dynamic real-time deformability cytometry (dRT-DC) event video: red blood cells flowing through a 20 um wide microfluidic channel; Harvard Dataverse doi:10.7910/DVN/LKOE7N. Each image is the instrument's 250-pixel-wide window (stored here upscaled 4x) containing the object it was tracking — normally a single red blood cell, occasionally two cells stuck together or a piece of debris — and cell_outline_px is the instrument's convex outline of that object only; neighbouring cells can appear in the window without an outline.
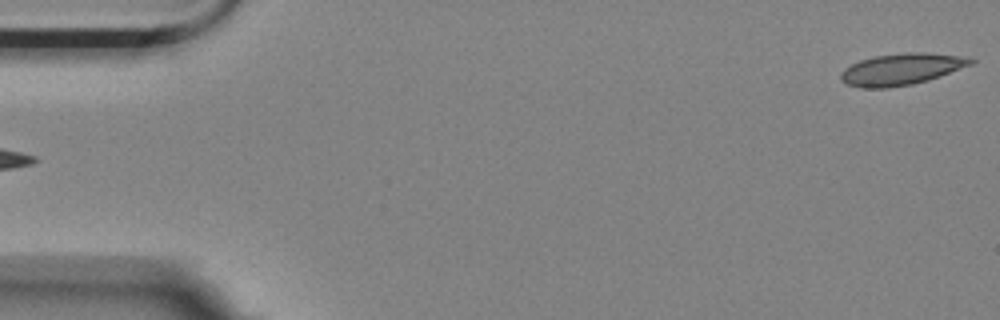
{"species": "Egyptian fruit bat (a non-hibernating species)", "species_latin": "Rousettus aegyptiacus", "temperature_condition": "room temperature", "stored_images_in_passage": 6, "segment_of_instrument_passage": [2, 2], "camera_frame_rate_fps": 3000, "um_per_image_px": 0.085, "animal": {"sex": "female"}, "frame": {"image": 1, "passage_image": 6, "time_ms": 1.667, "image_size_px": [1000, 320], "cell_outline_px": [[976, 60], [972, 64], [940, 76], [928, 80], [912, 84], [888, 88], [860, 88], [848, 84], [840, 80], [840, 72], [844, 68], [860, 60], [872, 56], [908, 52], [924, 52], [968, 56]], "centroid_in_image_um": [76.62, 5.87], "position_along_channel_um": 8.4, "area_um2": 24.1}}